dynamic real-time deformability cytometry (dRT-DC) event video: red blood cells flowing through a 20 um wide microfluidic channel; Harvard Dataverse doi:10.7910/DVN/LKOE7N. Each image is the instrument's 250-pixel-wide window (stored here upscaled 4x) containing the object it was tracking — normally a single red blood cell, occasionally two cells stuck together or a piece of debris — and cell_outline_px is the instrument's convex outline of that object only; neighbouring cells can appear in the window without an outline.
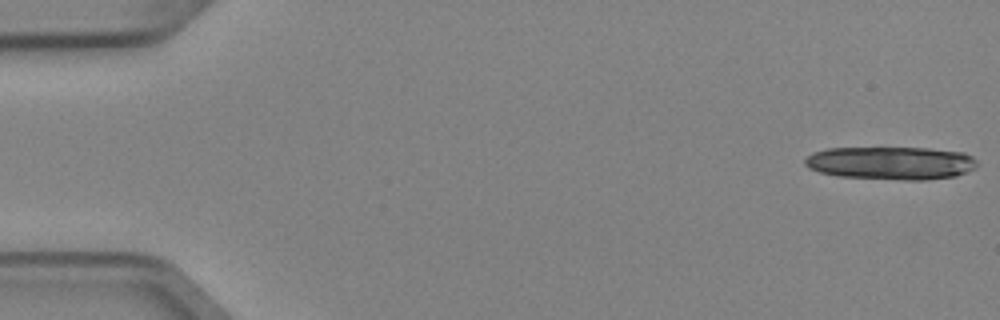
{"species": "Egyptian fruit bat (a non-hibernating species)", "species_latin": "Rousettus aegyptiacus", "temperature_condition": "cold", "stored_images_in_passage": 5, "camera_frame_rate_fps": 3000, "um_per_image_px": 0.085, "animal": {"sex": "female"}, "frame": {"image": 1, "passage_image": 1, "time_ms": 0.0, "image_size_px": [1000, 320], "cell_outline_px": [[976, 168], [968, 172], [956, 176], [928, 180], [904, 180], [836, 176], [820, 172], [808, 168], [804, 164], [804, 160], [812, 152], [828, 148], [928, 148], [964, 152], [972, 156], [976, 160]], "centroid_in_image_um": [75.75, 13.86], "position_along_channel_um": 9.3, "area_um2": 33.47}}